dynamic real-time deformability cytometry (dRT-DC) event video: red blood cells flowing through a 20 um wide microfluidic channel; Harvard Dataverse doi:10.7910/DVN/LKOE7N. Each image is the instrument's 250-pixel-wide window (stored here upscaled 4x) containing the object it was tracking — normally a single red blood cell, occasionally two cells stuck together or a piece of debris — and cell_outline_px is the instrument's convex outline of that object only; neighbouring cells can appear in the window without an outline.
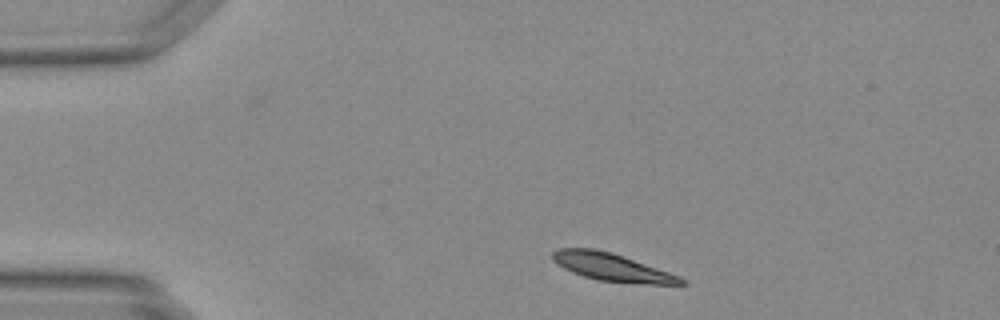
{"species": "Egyptian fruit bat (a non-hibernating species)", "species_latin": "Rousettus aegyptiacus", "temperature_condition": "warm", "stored_images_in_passage": 40, "camera_frame_rate_fps": 3000, "um_per_image_px": 0.085, "animal": {"sex": "female"}, "frame": {"image": 1, "passage_image": 1, "time_ms": 0.0, "image_size_px": [1000, 320], "cell_outline_px": [[688, 284], [648, 284], [596, 280], [572, 272], [564, 268], [552, 260], [552, 252], [556, 248], [596, 248], [612, 252], [680, 276]], "centroid_in_image_um": [51.98, 22.7], "position_along_channel_um": 33.0, "area_um2": 20.69}}
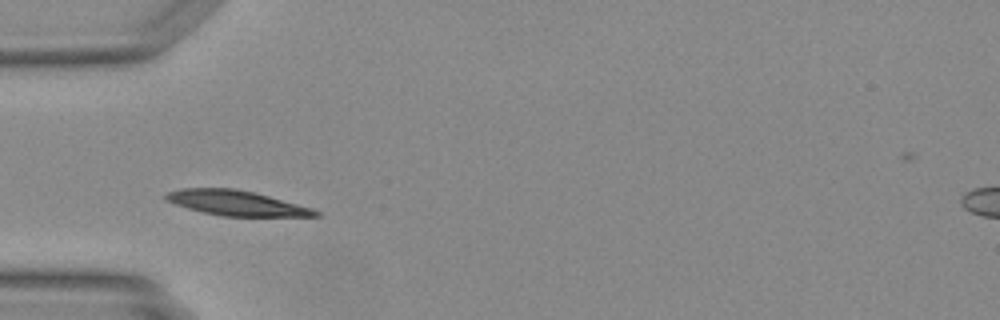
{"frame": {"image": 2, "passage_image": 7, "time_ms": 2.0, "image_size_px": [1000, 320], "cell_outline_px": [[320, 216], [220, 216], [188, 208], [164, 200], [164, 196], [168, 192], [180, 188], [232, 188], [252, 192], [268, 196], [312, 208], [320, 212]], "centroid_in_image_um": [20.05, 17.26], "position_along_channel_um": 64.9, "area_um2": 21.5}}
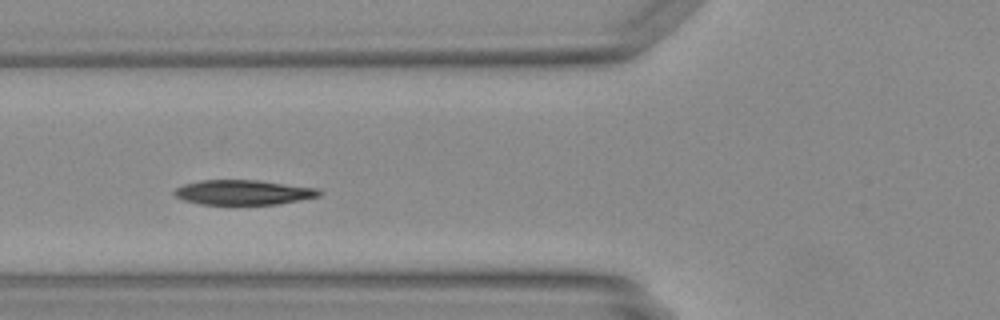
{"frame": {"image": 3, "passage_image": 10, "time_ms": 3.0, "image_size_px": [1000, 320], "cell_outline_px": [[324, 192], [320, 196], [300, 200], [276, 204], [232, 208], [228, 208], [200, 204], [184, 200], [176, 196], [172, 192], [176, 188], [184, 184], [200, 180], [256, 180], [316, 188]], "centroid_in_image_um": [20.64, 16.41], "position_along_channel_um": 105.2, "area_um2": 21.96}}